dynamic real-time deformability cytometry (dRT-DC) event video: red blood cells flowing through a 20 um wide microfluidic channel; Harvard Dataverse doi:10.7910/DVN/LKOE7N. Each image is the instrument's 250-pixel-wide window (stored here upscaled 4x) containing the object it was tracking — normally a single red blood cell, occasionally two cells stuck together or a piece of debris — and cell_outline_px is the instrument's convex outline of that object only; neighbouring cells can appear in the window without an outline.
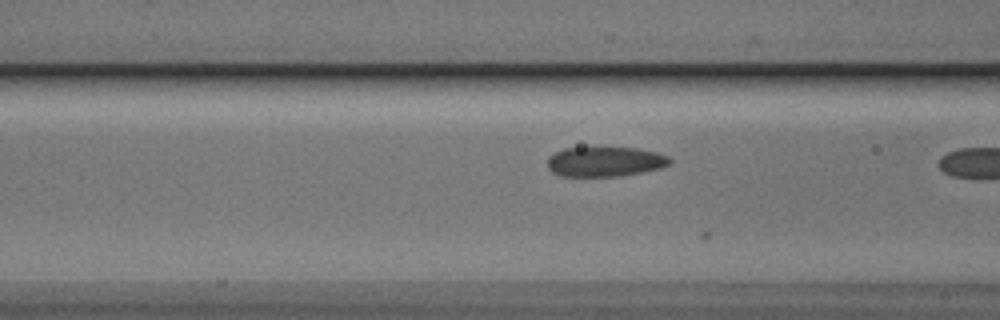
{"species": "Egyptian fruit bat (a non-hibernating species)", "species_latin": "Rousettus aegyptiacus", "temperature_condition": "cold", "stored_images_in_passage": 9, "camera_frame_rate_fps": 3000, "um_per_image_px": 0.085, "animal": {"sex": "male"}, "frame": {"image": 1, "passage_image": 8, "time_ms": 2.333, "image_size_px": [1000, 320], "cell_outline_px": [[672, 160], [668, 164], [660, 168], [640, 172], [616, 176], [560, 176], [552, 172], [548, 168], [548, 156], [564, 148], [592, 144], [636, 148], [656, 152], [668, 156]], "centroid_in_image_um": [51.37, 13.68], "position_along_channel_um": 115.2, "area_um2": 22.08}}